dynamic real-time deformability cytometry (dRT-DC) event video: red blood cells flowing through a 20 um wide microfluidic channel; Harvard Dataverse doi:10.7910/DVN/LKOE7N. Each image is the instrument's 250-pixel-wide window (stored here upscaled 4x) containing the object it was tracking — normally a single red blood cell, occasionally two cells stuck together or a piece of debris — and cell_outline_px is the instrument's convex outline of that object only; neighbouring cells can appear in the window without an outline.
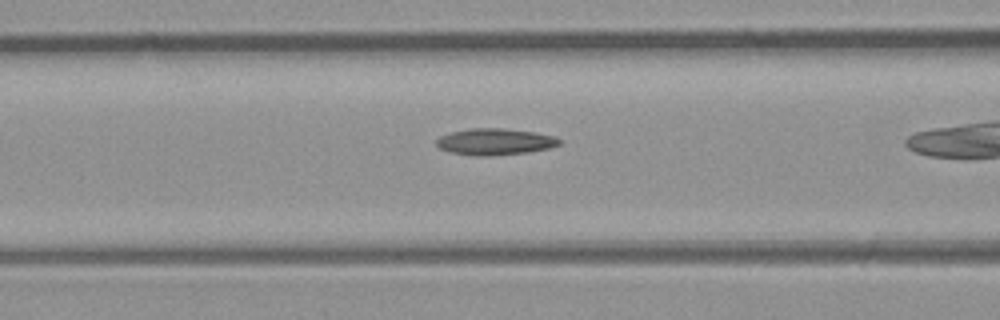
{"species": "common noctule bat (a hibernating species)", "species_latin": "Nyctalus noctula", "temperature_condition": "room temperature", "stored_images_in_passage": 36, "camera_frame_rate_fps": 3000, "um_per_image_px": 0.085, "animal": {"sex": "male", "body_mass_g": 23.1, "forearm_length_mm": 52.7}, "frame": {"image": 1, "passage_image": 17, "time_ms": 5.333, "image_size_px": [1000, 320], "cell_outline_px": [[560, 144], [548, 148], [528, 152], [488, 156], [472, 156], [448, 152], [440, 148], [436, 144], [436, 140], [440, 136], [452, 132], [472, 128], [504, 128], [536, 132], [556, 136], [560, 140]], "centroid_in_image_um": [42.06, 12.05], "position_along_channel_um": 124.5, "area_um2": 19.07}}
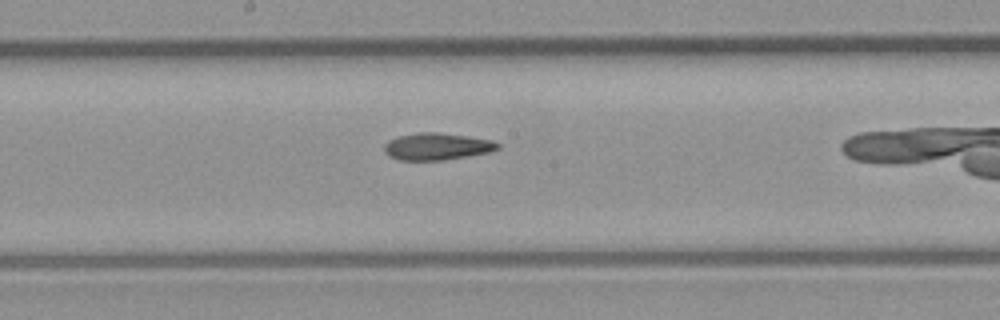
{"frame": {"image": 2, "passage_image": 23, "time_ms": 7.333, "image_size_px": [1000, 320], "cell_outline_px": [[500, 148], [488, 152], [468, 156], [444, 160], [400, 160], [388, 156], [384, 152], [384, 144], [388, 140], [400, 136], [420, 132], [436, 132], [492, 140], [500, 144]], "centroid_in_image_um": [37.11, 12.46], "position_along_channel_um": 211.1, "area_um2": 17.74}}
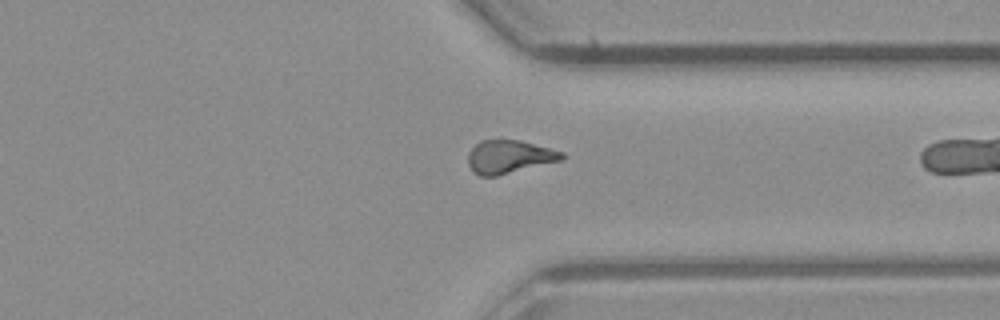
{"frame": {"image": 3, "passage_image": 34, "time_ms": 11.0, "image_size_px": [1000, 320], "cell_outline_px": [[564, 160], [496, 176], [480, 176], [472, 172], [468, 164], [468, 152], [480, 140], [520, 140], [564, 152]], "centroid_in_image_um": [43.28, 13.33], "position_along_channel_um": 368.1, "area_um2": 18.26}}